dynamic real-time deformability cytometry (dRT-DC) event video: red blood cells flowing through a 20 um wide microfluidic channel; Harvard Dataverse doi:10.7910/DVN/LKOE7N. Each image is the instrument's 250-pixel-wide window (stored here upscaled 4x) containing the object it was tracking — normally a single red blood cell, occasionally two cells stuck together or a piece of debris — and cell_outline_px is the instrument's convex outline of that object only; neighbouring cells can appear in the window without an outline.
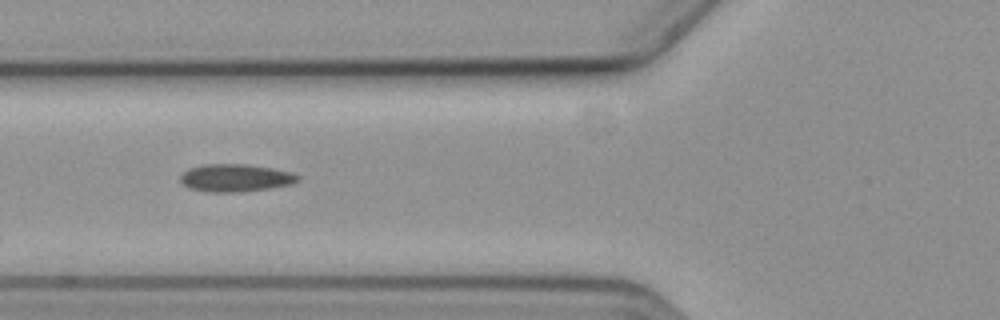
{"species": "common noctule bat (a hibernating species)", "species_latin": "Nyctalus noctula", "temperature_condition": "cold", "stored_images_in_passage": 9, "camera_frame_rate_fps": 3000, "um_per_image_px": 0.085, "animal": {"sex": "female", "body_mass_g": 19.3, "forearm_length_mm": 54.1}, "frame": {"image": 1, "passage_image": 6, "time_ms": 6.0, "image_size_px": [1000, 320], "cell_outline_px": [[300, 180], [292, 184], [272, 188], [244, 192], [212, 192], [188, 188], [180, 180], [180, 176], [188, 168], [204, 164], [248, 164], [272, 168], [292, 172], [300, 176]], "centroid_in_image_um": [20.05, 15.12], "position_along_channel_um": 105.8, "area_um2": 19.13}}